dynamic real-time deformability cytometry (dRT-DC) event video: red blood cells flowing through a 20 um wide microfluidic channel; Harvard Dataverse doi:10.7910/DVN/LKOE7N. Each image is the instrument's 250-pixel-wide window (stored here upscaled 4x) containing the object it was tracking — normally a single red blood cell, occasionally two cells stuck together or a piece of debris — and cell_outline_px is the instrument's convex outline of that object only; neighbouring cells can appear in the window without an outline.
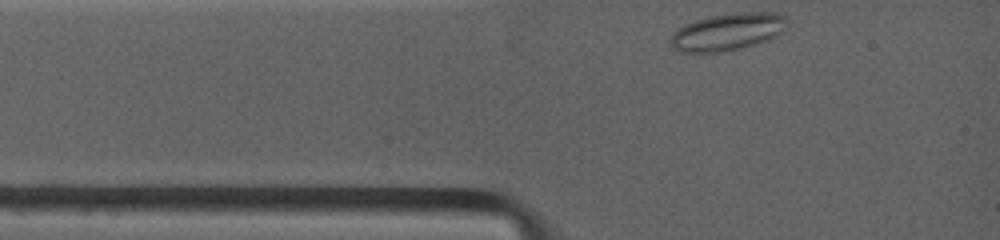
{"species": "common noctule bat (a hibernating species)", "species_latin": "Nyctalus noctula", "temperature_condition": "warm", "stored_images_in_passage": 2, "camera_frame_rate_fps": 4500, "um_per_image_px": 0.085, "animal": {"sex": "female", "body_mass_g": 19.0, "forearm_length_mm": 53.3}, "frame": {"image": 1, "passage_image": 1, "time_ms": 0.0, "image_size_px": [1000, 240], "cell_outline_px": [[784, 16], [780, 32], [752, 44], [736, 48], [716, 52], [680, 52], [672, 44], [672, 32], [684, 24], [696, 20], [712, 16], [736, 12], [776, 12]], "centroid_in_image_um": [61.74, 2.68], "position_along_channel_um": 23.3, "area_um2": 24.1}}